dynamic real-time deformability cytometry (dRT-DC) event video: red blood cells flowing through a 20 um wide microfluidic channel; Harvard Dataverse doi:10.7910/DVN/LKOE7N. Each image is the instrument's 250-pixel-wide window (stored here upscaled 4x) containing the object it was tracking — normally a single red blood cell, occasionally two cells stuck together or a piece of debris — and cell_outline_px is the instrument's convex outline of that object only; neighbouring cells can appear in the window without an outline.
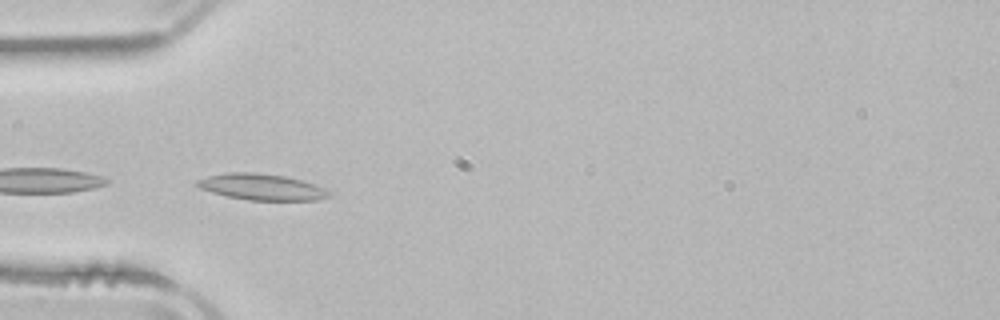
{"species": "common noctule bat (a hibernating species)", "species_latin": "Nyctalus noctula", "temperature_condition": "room temperature", "stored_images_in_passage": 5, "camera_frame_rate_fps": 3000, "um_per_image_px": 0.085, "animal": {"sex": "male", "body_mass_g": 21.5, "forearm_length_mm": 52.0}, "frame": {"image": 1, "passage_image": 4, "time_ms": 4.667, "image_size_px": [1000, 320], "cell_outline_px": [[328, 196], [316, 200], [248, 200], [228, 196], [212, 192], [200, 188], [196, 184], [196, 180], [208, 176], [224, 172], [256, 172], [284, 176], [300, 180], [324, 188], [328, 192]], "centroid_in_image_um": [22.18, 15.88], "position_along_channel_um": 62.8, "area_um2": 19.83}}
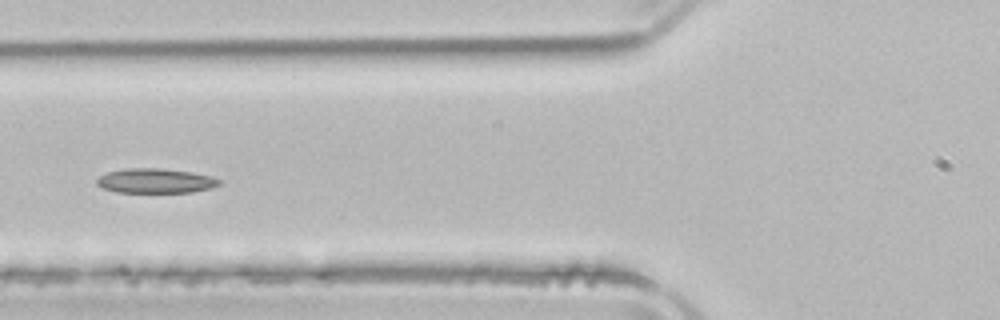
{"frame": {"image": 2, "passage_image": 5, "time_ms": 6.0, "image_size_px": [1000, 320], "cell_outline_px": [[224, 180], [220, 184], [212, 188], [192, 192], [116, 192], [104, 188], [96, 184], [96, 180], [100, 176], [108, 172], [128, 168], [160, 168], [192, 172], [212, 176]], "centroid_in_image_um": [13.27, 15.37], "position_along_channel_um": 112.5, "area_um2": 17.63}}